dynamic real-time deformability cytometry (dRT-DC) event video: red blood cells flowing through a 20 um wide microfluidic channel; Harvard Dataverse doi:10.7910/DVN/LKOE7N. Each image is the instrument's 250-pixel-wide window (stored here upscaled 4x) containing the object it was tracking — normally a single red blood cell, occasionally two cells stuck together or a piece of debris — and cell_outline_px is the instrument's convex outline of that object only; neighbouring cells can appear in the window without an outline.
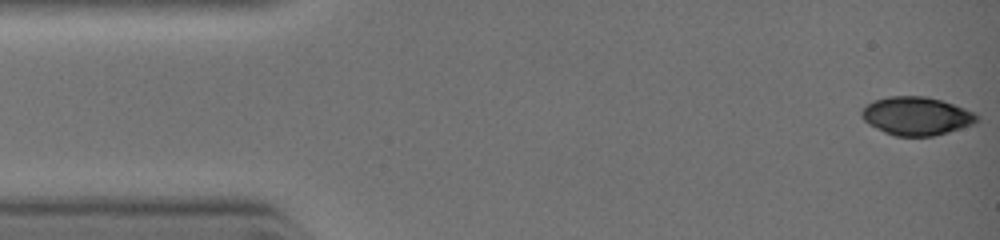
{"species": "common noctule bat (a hibernating species)", "species_latin": "Nyctalus noctula", "temperature_condition": "warm", "stored_images_in_passage": 19, "camera_frame_rate_fps": 3000, "um_per_image_px": 0.085, "animal": {"sex": "female", "body_mass_g": 19.0, "forearm_length_mm": 51.5}, "frame": {"image": 1, "passage_image": 1, "time_ms": 0.0, "image_size_px": [1000, 240], "cell_outline_px": [[980, 120], [972, 124], [948, 132], [932, 136], [896, 136], [884, 132], [868, 124], [860, 116], [860, 112], [872, 100], [888, 96], [924, 96], [940, 100], [964, 108], [980, 116]], "centroid_in_image_um": [77.87, 9.86], "position_along_channel_um": 7.1, "area_um2": 25.66}}
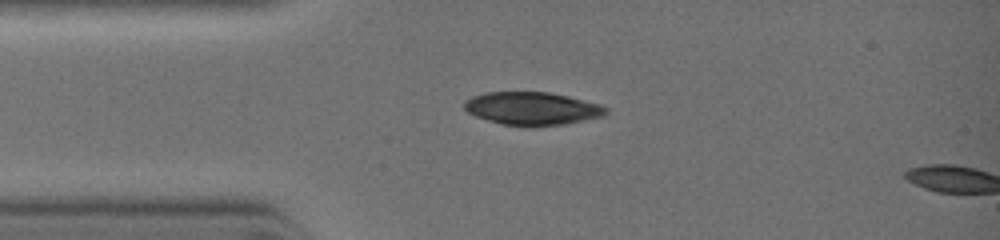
{"frame": {"image": 2, "passage_image": 17, "time_ms": 2.333, "image_size_px": [1000, 240], "cell_outline_px": [[608, 112], [604, 116], [564, 124], [504, 124], [488, 120], [476, 116], [468, 112], [464, 108], [464, 100], [472, 96], [484, 92], [548, 92], [568, 96], [600, 104], [608, 108]], "centroid_in_image_um": [45.24, 9.18], "position_along_channel_um": 39.8, "area_um2": 26.65}}